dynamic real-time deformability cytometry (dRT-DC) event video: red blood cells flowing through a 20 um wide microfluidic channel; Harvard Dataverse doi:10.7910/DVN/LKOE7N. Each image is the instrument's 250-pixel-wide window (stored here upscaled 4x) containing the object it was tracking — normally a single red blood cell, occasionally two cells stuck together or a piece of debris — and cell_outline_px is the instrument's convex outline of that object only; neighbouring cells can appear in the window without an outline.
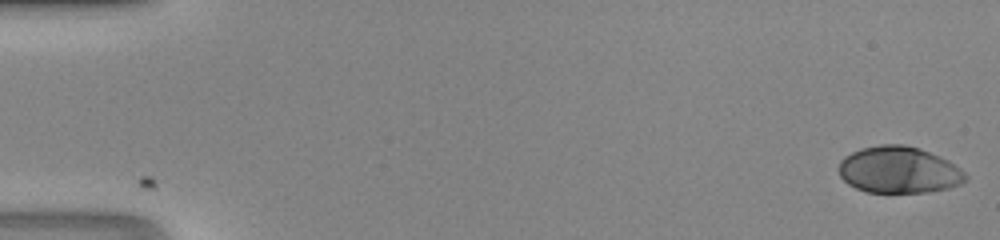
{"species": "human", "species_latin": "Homo sapiens", "temperature_condition": "room temperature", "stored_images_in_passage": 47, "camera_frame_rate_fps": 3000, "um_per_image_px": 0.085, "donor": {"sex": "male"}, "frame": {"image": 1, "passage_image": 1, "time_ms": 0.0, "image_size_px": [1000, 240], "cell_outline_px": [[968, 180], [960, 184], [948, 188], [928, 192], [868, 192], [856, 188], [848, 184], [840, 176], [840, 160], [844, 156], [860, 148], [880, 144], [904, 144], [920, 148], [948, 160], [960, 168], [968, 176]], "centroid_in_image_um": [76.42, 14.43], "position_along_channel_um": 8.6, "area_um2": 34.56}}
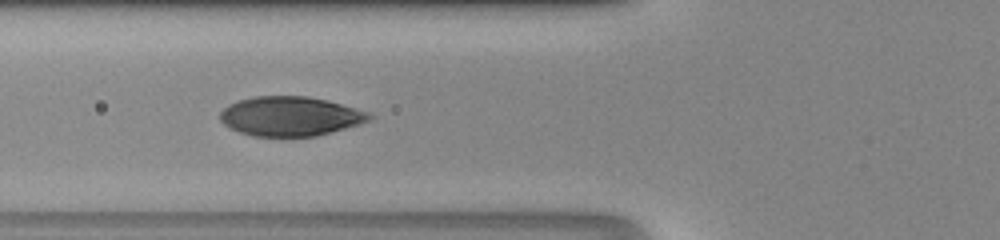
{"frame": {"image": 2, "passage_image": 19, "time_ms": 6.0, "image_size_px": [1000, 240], "cell_outline_px": [[372, 120], [360, 124], [316, 136], [252, 136], [240, 132], [224, 124], [220, 120], [220, 112], [228, 104], [252, 96], [308, 96], [328, 100], [368, 112], [372, 116]], "centroid_in_image_um": [24.67, 9.87], "position_along_channel_um": 101.1, "area_um2": 34.22}}
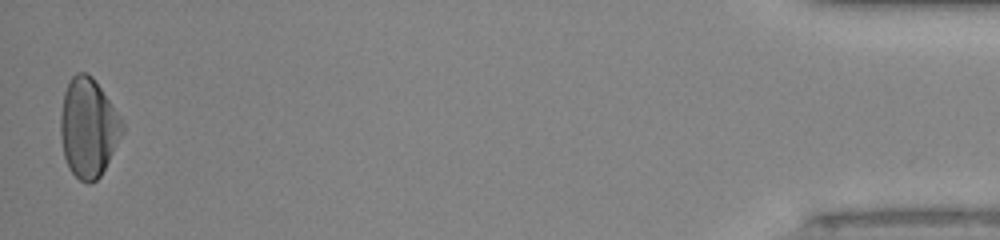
{"frame": {"image": 3, "passage_image": 47, "time_ms": 15.333, "image_size_px": [1000, 240], "cell_outline_px": [[124, 132], [100, 176], [96, 180], [88, 184], [80, 180], [68, 168], [64, 156], [60, 136], [60, 116], [64, 92], [68, 80], [76, 72], [84, 72], [92, 76], [124, 120]], "centroid_in_image_um": [7.51, 10.84], "position_along_channel_um": 427.7, "area_um2": 35.89}}